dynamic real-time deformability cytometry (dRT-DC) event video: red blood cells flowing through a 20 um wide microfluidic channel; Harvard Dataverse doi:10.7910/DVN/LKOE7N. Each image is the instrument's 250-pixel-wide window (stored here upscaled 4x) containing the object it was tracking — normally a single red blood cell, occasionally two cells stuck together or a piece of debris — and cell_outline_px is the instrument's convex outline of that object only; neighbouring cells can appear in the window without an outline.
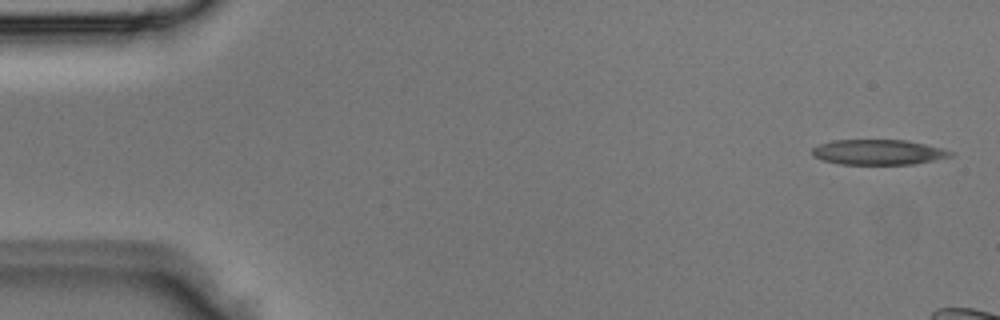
{"species": "Egyptian fruit bat (a non-hibernating species)", "species_latin": "Rousettus aegyptiacus", "temperature_condition": "room temperature", "stored_images_in_passage": 3, "camera_frame_rate_fps": 3000, "um_per_image_px": 0.085, "animal": {"sex": "male"}, "frame": {"image": 1, "passage_image": 1, "time_ms": 0.0, "image_size_px": [1000, 320], "cell_outline_px": [[956, 152], [952, 156], [912, 164], [840, 164], [824, 160], [812, 156], [812, 148], [820, 144], [832, 140], [908, 140], [944, 148]], "centroid_in_image_um": [74.68, 12.92], "position_along_channel_um": 10.3, "area_um2": 20.35}}